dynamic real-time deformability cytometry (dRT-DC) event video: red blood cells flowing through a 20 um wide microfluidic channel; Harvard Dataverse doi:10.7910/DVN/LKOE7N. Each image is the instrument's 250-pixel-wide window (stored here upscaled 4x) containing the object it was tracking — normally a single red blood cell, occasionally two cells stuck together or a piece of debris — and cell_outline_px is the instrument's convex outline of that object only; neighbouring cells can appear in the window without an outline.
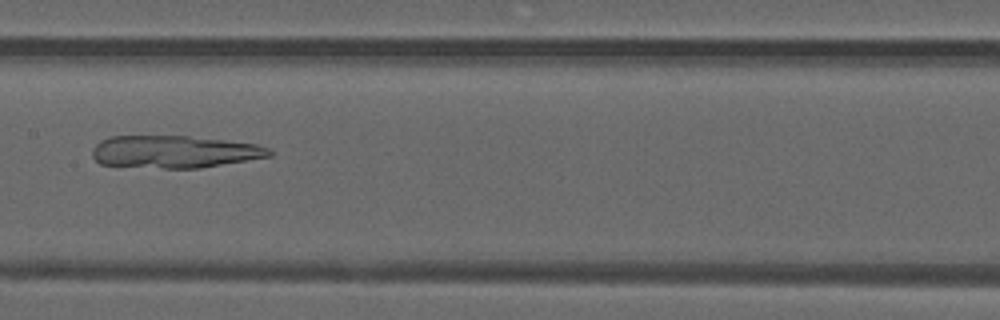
{"species": "common noctule bat (a hibernating species)", "species_latin": "Nyctalus noctula", "temperature_condition": "warm", "stored_images_in_passage": 49, "camera_frame_rate_fps": 3000, "um_per_image_px": 0.085, "animal": {"sex": "male", "forearm_length_mm": 52.5}, "frame": {"image": 1, "passage_image": 25, "time_ms": 8.0, "image_size_px": [1000, 320], "cell_outline_px": [[272, 156], [200, 168], [164, 168], [100, 164], [92, 156], [92, 148], [100, 140], [108, 136], [188, 136], [224, 140], [256, 144], [268, 148], [272, 152]], "centroid_in_image_um": [14.8, 12.89], "position_along_channel_um": 192.6, "area_um2": 33.35}}
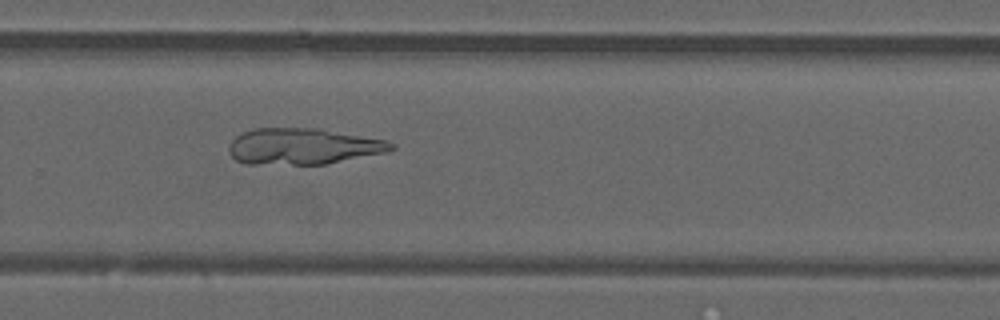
{"frame": {"image": 2, "passage_image": 33, "time_ms": 10.667, "image_size_px": [1000, 320], "cell_outline_px": [[396, 148], [388, 152], [324, 164], [248, 164], [236, 160], [228, 152], [228, 144], [236, 136], [252, 128], [320, 128], [384, 140], [396, 144]], "centroid_in_image_um": [25.74, 12.44], "position_along_channel_um": 304.1, "area_um2": 34.33}}
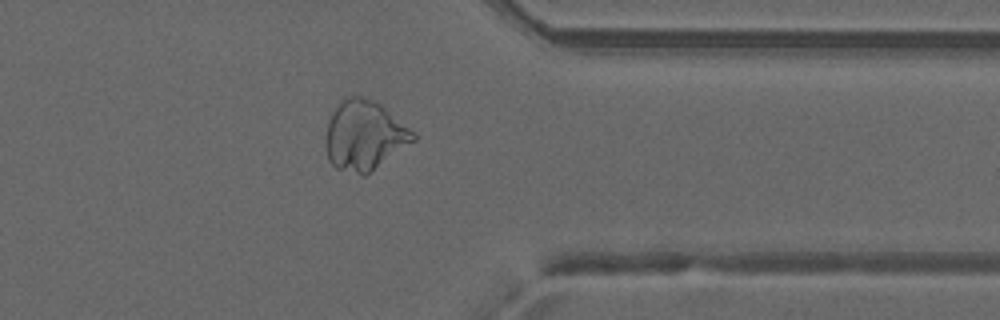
{"frame": {"image": 3, "passage_image": 39, "time_ms": 12.667, "image_size_px": [1000, 320], "cell_outline_px": [[416, 140], [364, 176], [336, 168], [328, 160], [324, 140], [328, 120], [332, 112], [340, 100], [344, 96], [360, 96], [372, 100], [380, 104], [408, 128], [416, 136]], "centroid_in_image_um": [30.91, 11.51], "position_along_channel_um": 380.5, "area_um2": 35.32}}